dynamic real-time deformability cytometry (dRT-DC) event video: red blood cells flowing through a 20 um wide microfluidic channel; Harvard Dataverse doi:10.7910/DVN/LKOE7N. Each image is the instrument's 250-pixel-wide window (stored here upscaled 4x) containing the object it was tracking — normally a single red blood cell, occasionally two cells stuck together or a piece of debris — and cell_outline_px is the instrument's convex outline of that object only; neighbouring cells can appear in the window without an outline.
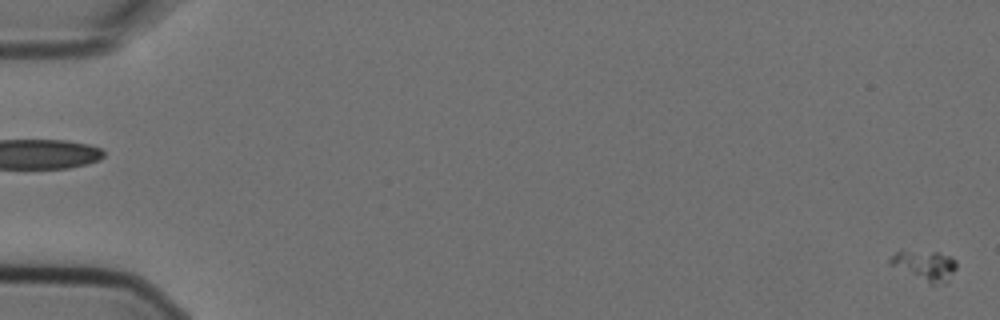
{"species": "Egyptian fruit bat (a non-hibernating species)", "species_latin": "Rousettus aegyptiacus", "temperature_condition": "cold", "stored_images_in_passage": 6, "camera_frame_rate_fps": 3000, "um_per_image_px": 0.085, "animal": {"sex": "female"}, "frame": {"image": 1, "passage_image": 1, "time_ms": 0.0, "image_size_px": [1000, 320], "cell_outline_px": [[956, 268], [948, 280], [944, 284], [928, 284], [888, 264], [888, 260], [896, 252], [940, 252], [952, 256], [956, 260]], "centroid_in_image_um": [78.65, 22.59], "position_along_channel_um": 6.4, "area_um2": 11.62}}
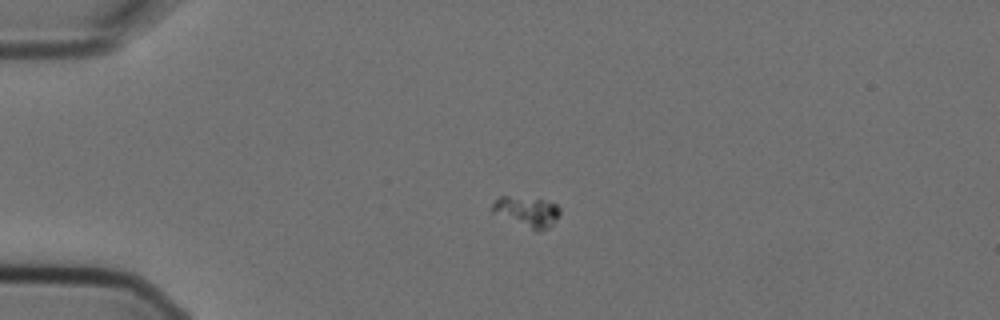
{"frame": {"image": 2, "passage_image": 5, "time_ms": 1.333, "image_size_px": [1000, 320], "cell_outline_px": [[560, 212], [556, 220], [548, 228], [540, 232], [536, 232], [492, 212], [492, 204], [500, 196], [508, 196], [540, 200], [556, 204], [560, 208]], "centroid_in_image_um": [44.8, 18.02], "position_along_channel_um": 40.2, "area_um2": 11.79}}